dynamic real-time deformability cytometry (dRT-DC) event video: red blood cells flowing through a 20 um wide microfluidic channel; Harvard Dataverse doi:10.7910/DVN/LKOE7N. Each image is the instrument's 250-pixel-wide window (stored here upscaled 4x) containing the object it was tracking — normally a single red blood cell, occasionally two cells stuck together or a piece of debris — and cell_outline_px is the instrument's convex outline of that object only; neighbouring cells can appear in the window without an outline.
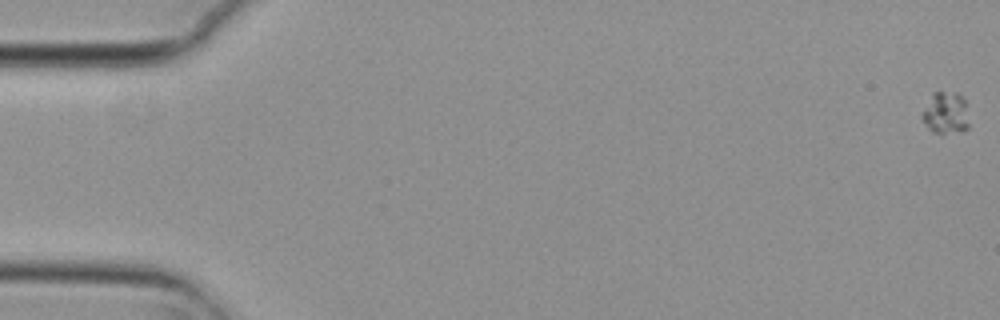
{"species": "common noctule bat (a hibernating species)", "species_latin": "Nyctalus noctula", "temperature_condition": "cold", "stored_images_in_passage": 3, "camera_frame_rate_fps": 3000, "um_per_image_px": 0.085, "animal": {"sex": "female", "body_mass_g": 29.2, "forearm_length_mm": 56.3}, "frame": {"image": 1, "passage_image": 1, "time_ms": 0.0, "image_size_px": [1000, 320], "cell_outline_px": [[968, 128], [964, 132], [936, 132], [928, 128], [920, 116], [932, 92], [956, 92], [964, 96], [968, 124]], "centroid_in_image_um": [80.38, 9.58], "position_along_channel_um": 4.6, "area_um2": 11.44}}